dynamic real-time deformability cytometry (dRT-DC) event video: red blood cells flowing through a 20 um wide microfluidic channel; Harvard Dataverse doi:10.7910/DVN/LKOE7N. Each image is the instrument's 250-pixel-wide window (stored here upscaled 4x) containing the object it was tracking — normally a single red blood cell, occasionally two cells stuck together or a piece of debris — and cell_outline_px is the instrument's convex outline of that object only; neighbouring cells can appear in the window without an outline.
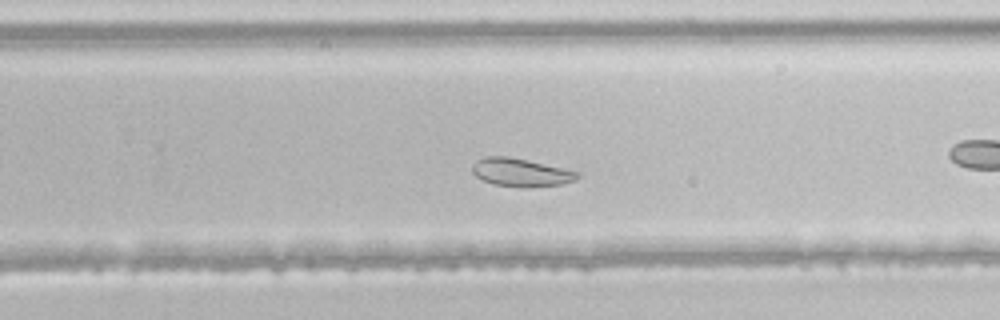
{"species": "common noctule bat (a hibernating species)", "species_latin": "Nyctalus noctula", "temperature_condition": "room temperature", "stored_images_in_passage": 41, "camera_frame_rate_fps": 3000, "um_per_image_px": 0.085, "animal": {"sex": "male", "body_mass_g": 21.5, "forearm_length_mm": 52.0}, "frame": {"image": 1, "passage_image": 24, "time_ms": 7.667, "image_size_px": [1000, 320], "cell_outline_px": [[580, 176], [576, 180], [560, 184], [528, 188], [520, 188], [492, 184], [476, 176], [472, 172], [472, 164], [476, 160], [484, 156], [508, 156], [580, 172]], "centroid_in_image_um": [44.25, 14.66], "position_along_channel_um": 285.6, "area_um2": 17.34}}
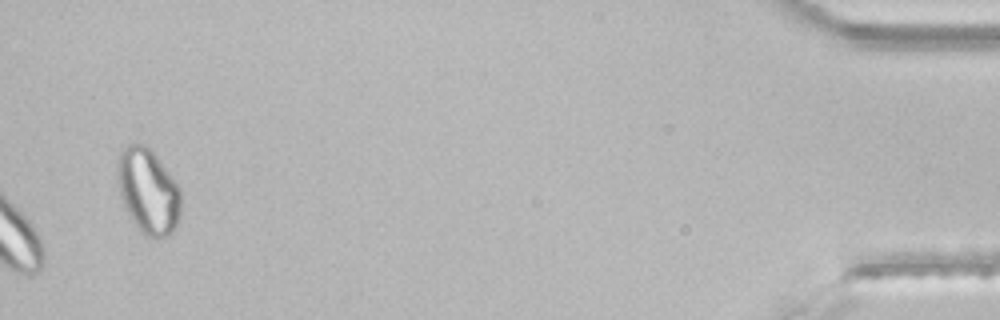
{"frame": {"image": 2, "passage_image": 41, "time_ms": 13.333, "image_size_px": [1000, 320], "cell_outline_px": [[180, 216], [176, 224], [164, 236], [156, 240], [140, 232], [128, 212], [124, 204], [120, 192], [116, 176], [116, 160], [120, 152], [128, 144], [144, 144], [156, 156], [180, 188]], "centroid_in_image_um": [12.56, 16.23], "position_along_channel_um": 422.6, "area_um2": 31.1}}